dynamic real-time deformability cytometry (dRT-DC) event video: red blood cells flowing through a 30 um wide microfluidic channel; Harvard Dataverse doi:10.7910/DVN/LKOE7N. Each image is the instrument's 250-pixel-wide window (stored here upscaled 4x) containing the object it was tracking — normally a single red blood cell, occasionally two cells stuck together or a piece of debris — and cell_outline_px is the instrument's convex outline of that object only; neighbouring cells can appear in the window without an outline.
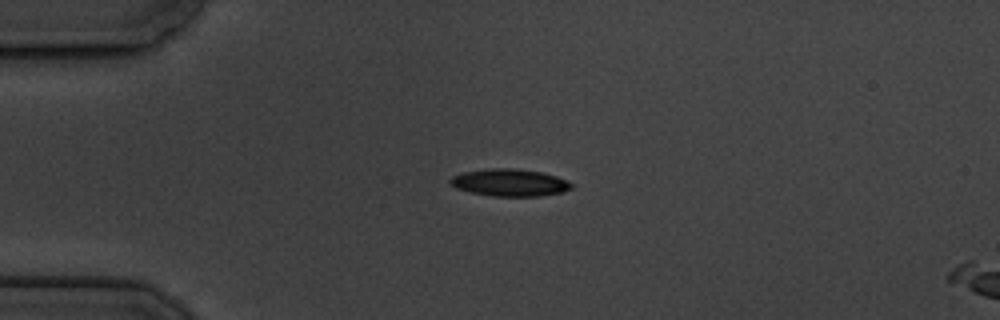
{"species": "common noctule bat (a hibernating species)", "species_latin": "Nyctalus noctula", "temperature_condition": "cold", "stored_images_in_passage": 3, "camera_frame_rate_fps": 3000, "um_per_image_px": 0.085, "animal": {"sex": "male", "body_mass_g": 19.5, "forearm_length_mm": 54.6}, "frame": {"image": 1, "passage_image": 1, "time_ms": 0.0, "image_size_px": [1000, 320], "cell_outline_px": [[572, 188], [564, 192], [540, 196], [492, 196], [472, 192], [456, 188], [448, 184], [448, 180], [452, 176], [464, 172], [492, 168], [516, 168], [540, 172], [556, 176], [572, 184]], "centroid_in_image_um": [43.3, 15.52], "position_along_channel_um": 41.7, "area_um2": 19.19}}
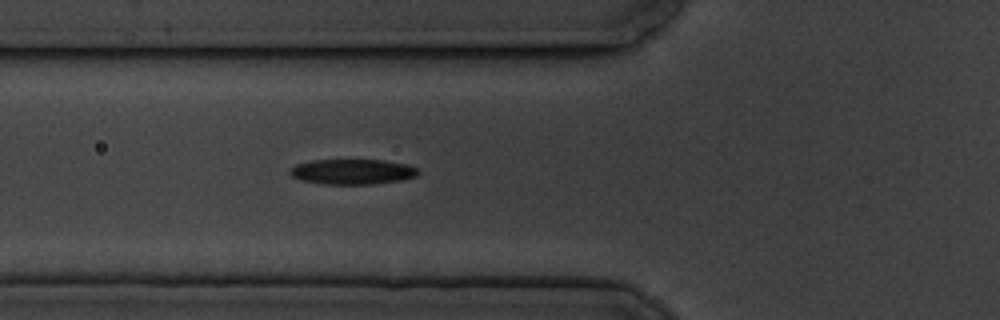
{"frame": {"image": 2, "passage_image": 3, "time_ms": 2.333, "image_size_px": [1000, 320], "cell_outline_px": [[420, 172], [416, 176], [400, 180], [376, 184], [324, 184], [300, 180], [292, 176], [288, 172], [296, 164], [312, 160], [384, 160], [408, 164], [420, 168]], "centroid_in_image_um": [29.99, 14.59], "position_along_channel_um": 95.8, "area_um2": 19.02}}